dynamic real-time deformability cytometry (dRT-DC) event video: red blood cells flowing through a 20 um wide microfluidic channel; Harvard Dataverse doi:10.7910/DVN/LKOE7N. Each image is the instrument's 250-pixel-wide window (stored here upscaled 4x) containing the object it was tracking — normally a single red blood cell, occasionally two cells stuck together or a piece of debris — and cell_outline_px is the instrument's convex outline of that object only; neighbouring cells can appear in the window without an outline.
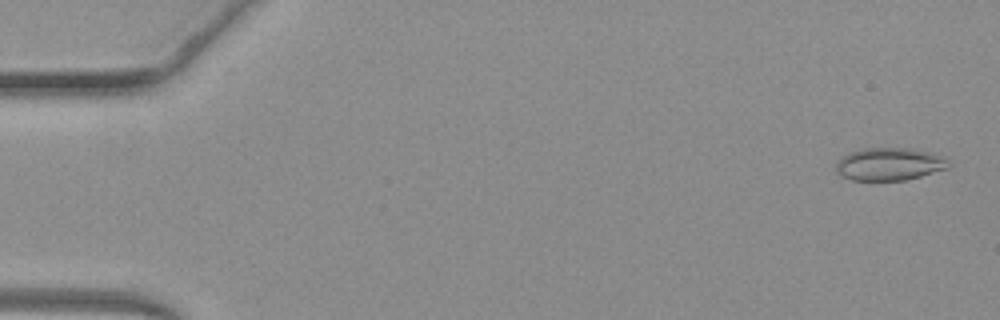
{"species": "common noctule bat (a hibernating species)", "species_latin": "Nyctalus noctula", "temperature_condition": "warm", "stored_images_in_passage": 51, "camera_frame_rate_fps": 3000, "um_per_image_px": 0.085, "animal": {"sex": "female", "body_mass_g": 19.3, "forearm_length_mm": 54.1}, "frame": {"image": 1, "passage_image": 2, "time_ms": 0.333, "image_size_px": [1000, 320], "cell_outline_px": [[952, 164], [948, 168], [920, 176], [904, 180], [852, 180], [840, 176], [836, 172], [836, 164], [844, 156], [852, 152], [864, 148], [904, 148], [928, 152], [940, 156], [948, 160]], "centroid_in_image_um": [75.59, 13.96], "position_along_channel_um": 9.4, "area_um2": 21.15}}
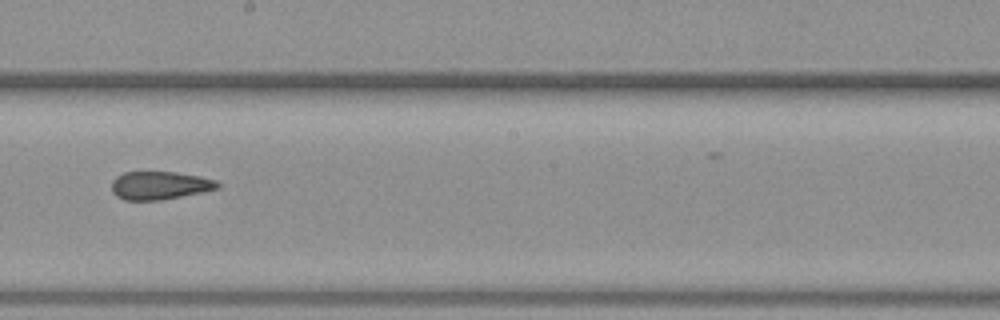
{"frame": {"image": 2, "passage_image": 29, "time_ms": 9.333, "image_size_px": [1000, 320], "cell_outline_px": [[220, 188], [160, 200], [124, 200], [116, 196], [112, 192], [112, 180], [116, 176], [124, 172], [176, 172], [200, 176], [216, 180], [220, 184]], "centroid_in_image_um": [13.56, 15.75], "position_along_channel_um": 234.6, "area_um2": 17.34}}
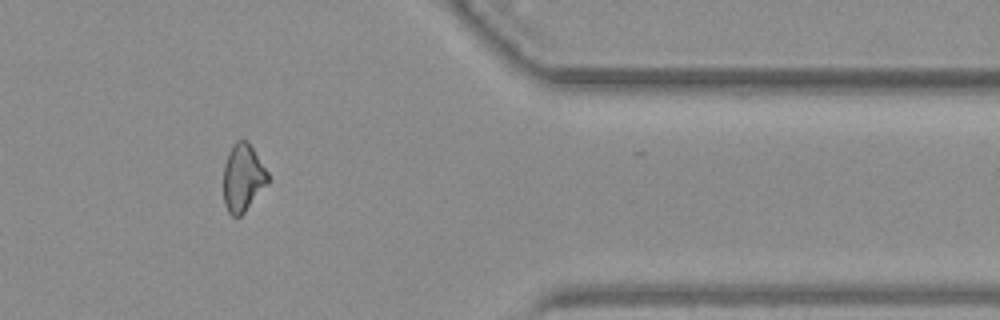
{"frame": {"image": 3, "passage_image": 42, "time_ms": 13.667, "image_size_px": [1000, 320], "cell_outline_px": [[268, 184], [244, 212], [240, 216], [232, 216], [228, 212], [224, 204], [224, 164], [228, 152], [236, 140], [248, 140], [268, 172]], "centroid_in_image_um": [20.64, 15.1], "position_along_channel_um": 390.8, "area_um2": 17.51}, "authors_computed_cell_mechanics": {"area_um2": 18.6694, "velocity_mm_per_s": 4.1004, "shape_relaxation_time_tau1_ms": null, "shape_relaxation_time_tau2_ms": 2.4125, "deformation_change_tau1": null, "deformation_change_tau2": 0.0752}}